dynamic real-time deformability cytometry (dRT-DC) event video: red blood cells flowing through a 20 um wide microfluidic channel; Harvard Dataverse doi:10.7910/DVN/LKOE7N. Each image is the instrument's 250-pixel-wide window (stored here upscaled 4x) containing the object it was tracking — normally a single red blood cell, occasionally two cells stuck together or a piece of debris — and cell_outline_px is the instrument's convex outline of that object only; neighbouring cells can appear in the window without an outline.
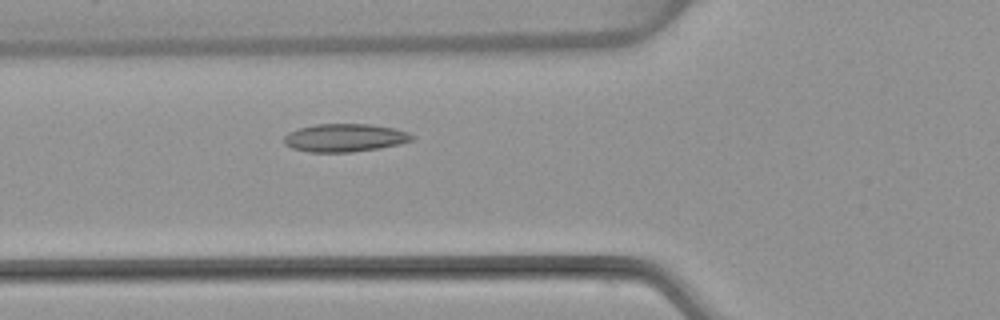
{"species": "common noctule bat (a hibernating species)", "species_latin": "Nyctalus noctula", "temperature_condition": "warm", "stored_images_in_passage": 49, "camera_frame_rate_fps": 3000, "um_per_image_px": 0.085, "animal": {"sex": "female", "body_mass_g": 22.7, "forearm_length_mm": 54.2}, "frame": {"image": 1, "passage_image": 16, "time_ms": 5.0, "image_size_px": [1000, 320], "cell_outline_px": [[412, 140], [400, 144], [380, 148], [352, 152], [308, 152], [292, 148], [284, 144], [284, 136], [288, 132], [300, 128], [316, 124], [372, 124], [396, 128], [408, 132], [412, 136]], "centroid_in_image_um": [29.3, 11.71], "position_along_channel_um": 96.5, "area_um2": 20.98}}
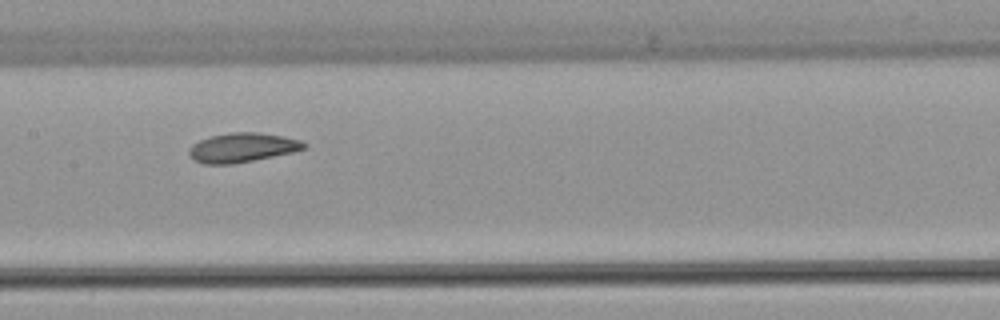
{"frame": {"image": 2, "passage_image": 23, "time_ms": 7.333, "image_size_px": [1000, 320], "cell_outline_px": [[308, 144], [304, 148], [292, 152], [232, 164], [204, 164], [196, 160], [188, 152], [188, 148], [192, 144], [200, 140], [212, 136], [232, 132], [256, 132], [280, 136], [300, 140]], "centroid_in_image_um": [20.57, 12.54], "position_along_channel_um": 186.8, "area_um2": 19.25}}
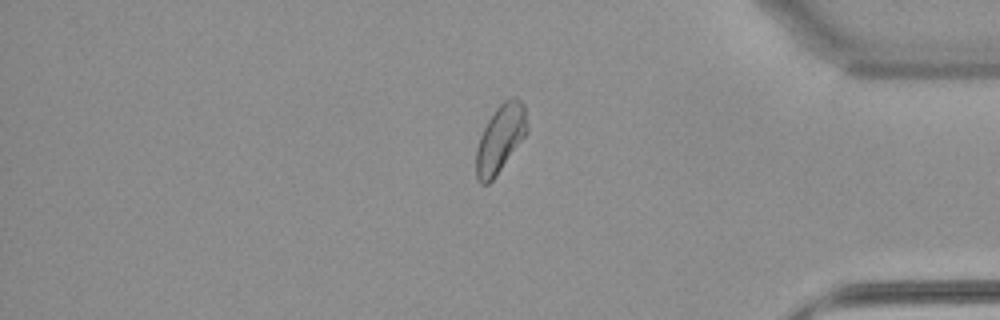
{"frame": {"image": 3, "passage_image": 41, "time_ms": 13.333, "image_size_px": [1000, 320], "cell_outline_px": [[528, 132], [496, 176], [488, 184], [480, 184], [476, 176], [476, 148], [480, 136], [488, 120], [496, 108], [504, 100], [512, 96], [516, 96], [524, 104], [528, 128]], "centroid_in_image_um": [42.53, 11.77], "position_along_channel_um": 392.7, "area_um2": 20.17}, "authors_computed_cell_mechanics": {"area_um2": 20.1722, "velocity_mm_per_s": 3.8543, "shape_relaxation_time_tau1_ms": 8.2876, "shape_relaxation_time_tau2_ms": 4.9332, "deformation_change_tau1": 0.1445, "deformation_change_tau2": 0.0998}}